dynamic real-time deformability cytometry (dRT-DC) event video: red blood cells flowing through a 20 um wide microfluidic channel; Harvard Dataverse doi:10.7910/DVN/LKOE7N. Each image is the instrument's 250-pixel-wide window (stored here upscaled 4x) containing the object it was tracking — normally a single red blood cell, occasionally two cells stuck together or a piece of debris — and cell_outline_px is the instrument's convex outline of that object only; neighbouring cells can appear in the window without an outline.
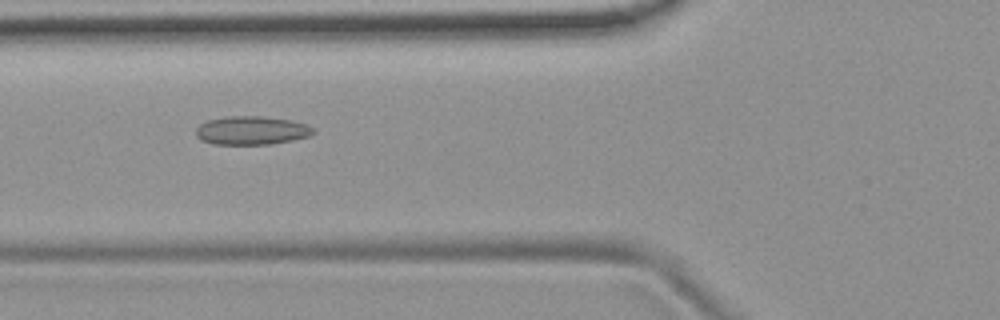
{"species": "common noctule bat (a hibernating species)", "species_latin": "Nyctalus noctula", "temperature_condition": "room temperature", "stored_images_in_passage": 53, "camera_frame_rate_fps": 3000, "um_per_image_px": 0.085, "animal": {"sex": "female", "body_mass_g": 19.9}, "frame": {"image": 1, "passage_image": 20, "time_ms": 6.333, "image_size_px": [1000, 320], "cell_outline_px": [[316, 132], [308, 136], [292, 140], [272, 144], [212, 144], [200, 140], [196, 136], [196, 128], [200, 124], [208, 120], [228, 116], [260, 116], [292, 120], [304, 124], [312, 128]], "centroid_in_image_um": [21.35, 11.09], "position_along_channel_um": 104.4, "area_um2": 19.48}}
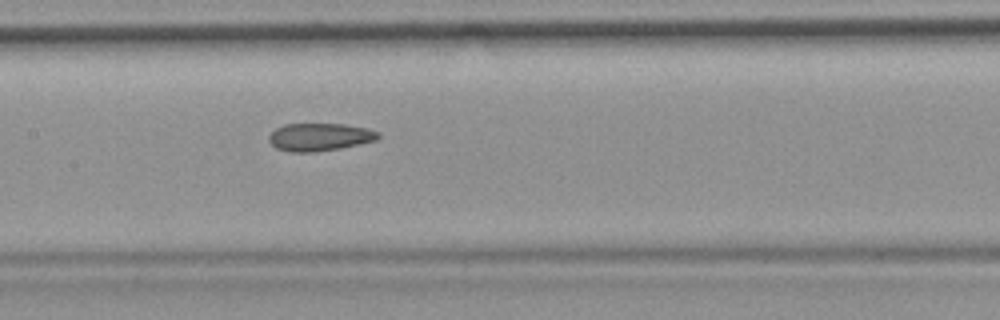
{"frame": {"image": 2, "passage_image": 26, "time_ms": 8.333, "image_size_px": [1000, 320], "cell_outline_px": [[380, 136], [376, 140], [340, 148], [316, 152], [288, 152], [276, 148], [268, 140], [268, 136], [276, 128], [284, 124], [344, 124], [368, 128], [380, 132]], "centroid_in_image_um": [27.16, 11.64], "position_along_channel_um": 180.2, "area_um2": 17.74}}
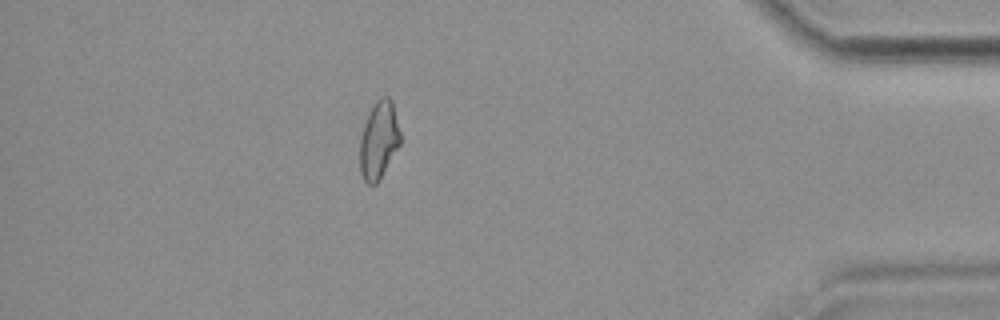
{"frame": {"image": 3, "passage_image": 47, "time_ms": 15.333, "image_size_px": [1000, 320], "cell_outline_px": [[400, 144], [376, 184], [368, 184], [364, 180], [360, 172], [360, 140], [364, 124], [376, 100], [380, 96], [388, 96], [392, 100], [400, 132]], "centroid_in_image_um": [32.2, 11.89], "position_along_channel_um": 403.0, "area_um2": 17.98}, "authors_computed_cell_mechanics": {"area_um2": 18.6116, "velocity_mm_per_s": 3.782, "shape_relaxation_time_tau1_ms": null, "shape_relaxation_time_tau2_ms": 2.6424, "deformation_change_tau1": null, "deformation_change_tau2": 0.0881}}